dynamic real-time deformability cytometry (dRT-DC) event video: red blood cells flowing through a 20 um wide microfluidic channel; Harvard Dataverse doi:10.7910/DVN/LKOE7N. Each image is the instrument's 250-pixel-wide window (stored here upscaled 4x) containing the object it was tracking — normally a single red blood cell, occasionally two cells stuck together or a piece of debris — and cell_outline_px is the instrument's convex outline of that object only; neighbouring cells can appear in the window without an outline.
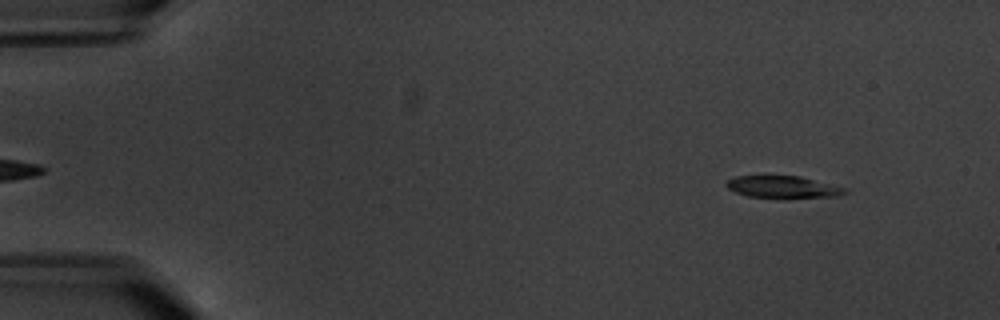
{"species": "common noctule bat (a hibernating species)", "species_latin": "Nyctalus noctula", "temperature_condition": "warm", "stored_images_in_passage": 12, "camera_frame_rate_fps": 3000, "um_per_image_px": 0.085, "animal": {"sex": "male", "body_mass_g": 20.1, "forearm_length_mm": 53.5}, "frame": {"image": 1, "passage_image": 1, "time_ms": 0.0, "image_size_px": [1000, 320], "cell_outline_px": [[848, 192], [840, 196], [784, 200], [748, 196], [736, 192], [728, 188], [724, 184], [728, 180], [736, 176], [800, 176], [848, 188]], "centroid_in_image_um": [66.62, 15.93], "position_along_channel_um": 18.4, "area_um2": 15.95}}
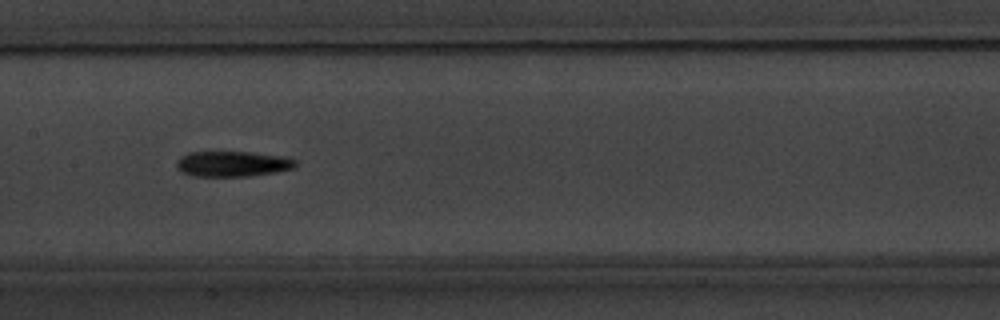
{"frame": {"image": 2, "passage_image": 7, "time_ms": 8.0, "image_size_px": [1000, 320], "cell_outline_px": [[296, 164], [292, 168], [276, 172], [248, 176], [192, 176], [180, 172], [176, 168], [176, 160], [180, 156], [188, 152], [248, 152], [280, 156], [296, 160]], "centroid_in_image_um": [19.68, 13.93], "position_along_channel_um": 187.7, "area_um2": 17.63}}
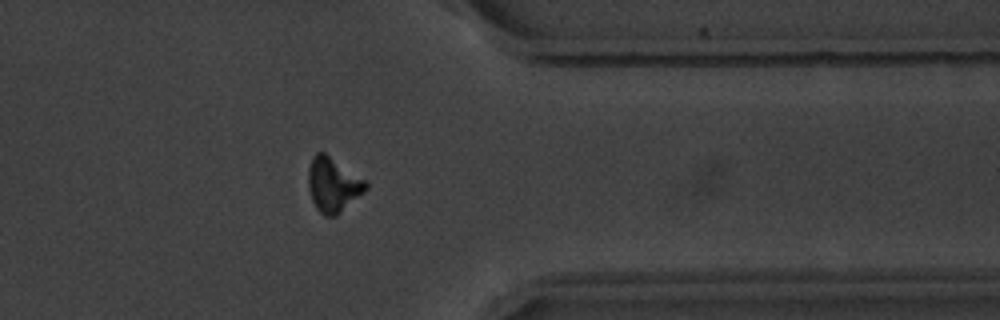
{"frame": {"image": 3, "passage_image": 12, "time_ms": 14.0, "image_size_px": [1000, 320], "cell_outline_px": [[368, 188], [364, 192], [336, 216], [324, 216], [316, 208], [312, 200], [308, 188], [308, 168], [312, 156], [316, 152], [324, 152], [368, 180]], "centroid_in_image_um": [28.32, 15.68], "position_along_channel_um": 383.1, "area_um2": 18.55}, "authors_computed_cell_mechanics": {"area_um2": 16.9065, "velocity_mm_per_s": 3.3959, "shape_relaxation_time_tau1_ms": 2.9743, "shape_relaxation_time_tau2_ms": null, "deformation_change_tau1": 0.1386, "deformation_change_tau2": null}}